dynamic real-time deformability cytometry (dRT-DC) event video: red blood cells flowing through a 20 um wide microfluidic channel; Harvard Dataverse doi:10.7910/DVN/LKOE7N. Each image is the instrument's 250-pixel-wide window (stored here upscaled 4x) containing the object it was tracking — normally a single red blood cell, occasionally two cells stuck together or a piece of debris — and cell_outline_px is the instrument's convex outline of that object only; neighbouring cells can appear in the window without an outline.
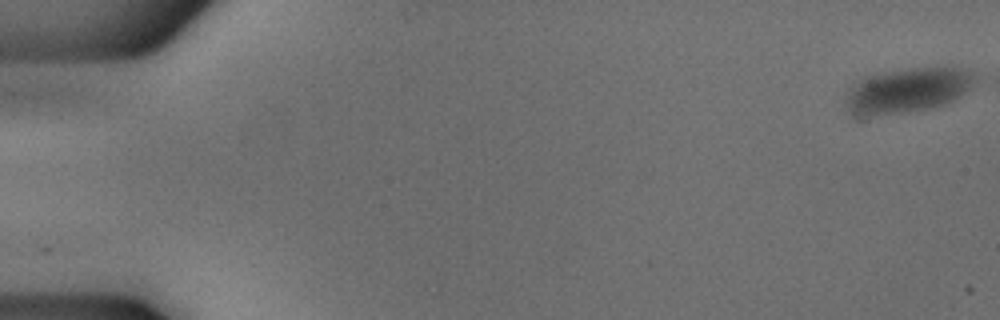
{"species": "common noctule bat (a hibernating species)", "species_latin": "Nyctalus noctula", "temperature_condition": "cold", "stored_images_in_passage": 49, "camera_frame_rate_fps": 3000, "um_per_image_px": 0.085, "animal": {"sex": "male", "body_mass_g": 18.8}, "frame": {"image": 1, "passage_image": 1, "time_ms": 0.0, "image_size_px": [1000, 320], "cell_outline_px": [[980, 76], [960, 96], [944, 104], [928, 108], [860, 120], [844, 108], [848, 92], [852, 80], [864, 76], [880, 72], [912, 68], [960, 68], [972, 72]], "centroid_in_image_um": [77.0, 7.71], "position_along_channel_um": 8.0, "area_um2": 34.62}}
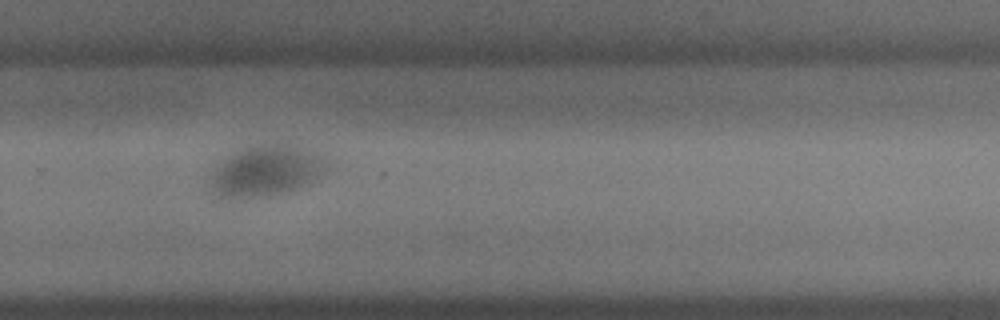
{"frame": {"image": 2, "passage_image": 37, "time_ms": 12.0, "image_size_px": [1000, 320], "cell_outline_px": [[324, 164], [320, 172], [296, 188], [284, 192], [252, 196], [216, 196], [212, 192], [212, 164], [220, 156], [232, 148], [252, 144], [288, 144], [320, 152], [324, 160]], "centroid_in_image_um": [22.43, 14.41], "position_along_channel_um": 307.4, "area_um2": 34.28}}
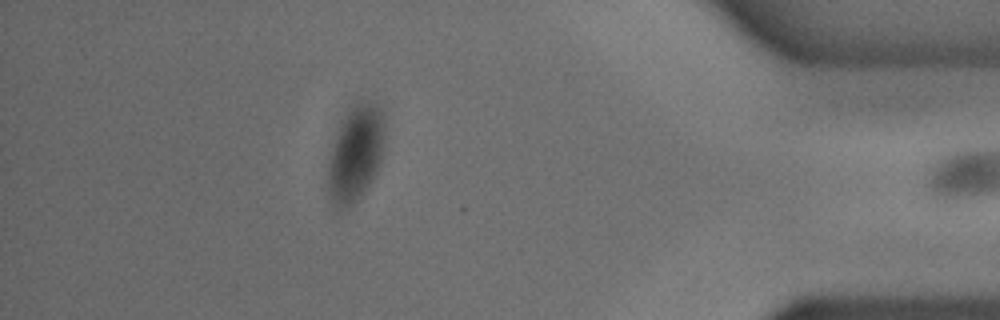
{"frame": {"image": 3, "passage_image": 48, "time_ms": 15.667, "image_size_px": [1000, 320], "cell_outline_px": [[384, 148], [376, 172], [372, 180], [356, 200], [352, 204], [340, 208], [336, 208], [328, 192], [328, 164], [336, 132], [340, 120], [348, 104], [356, 100], [372, 100], [380, 104], [384, 112]], "centroid_in_image_um": [30.24, 12.88], "position_along_channel_um": 405.0, "area_um2": 32.43}}